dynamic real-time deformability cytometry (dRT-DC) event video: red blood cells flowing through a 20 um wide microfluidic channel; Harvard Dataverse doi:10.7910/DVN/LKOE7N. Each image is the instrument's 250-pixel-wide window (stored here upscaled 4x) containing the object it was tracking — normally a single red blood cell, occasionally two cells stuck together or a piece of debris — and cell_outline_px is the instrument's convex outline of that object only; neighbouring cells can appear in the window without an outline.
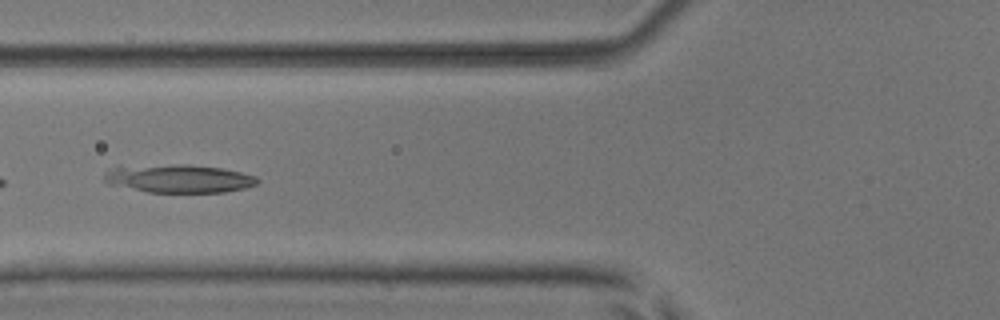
{"species": "common noctule bat (a hibernating species)", "species_latin": "Nyctalus noctula", "temperature_condition": "room temperature", "stored_images_in_passage": 6, "camera_frame_rate_fps": 3000, "um_per_image_px": 0.085, "animal": {"sex": "male", "body_mass_g": 17.9, "forearm_length_mm": 54.2}, "frame": {"image": 1, "passage_image": 6, "time_ms": 5.667, "image_size_px": [1000, 320], "cell_outline_px": [[260, 180], [256, 184], [244, 188], [224, 192], [148, 192], [108, 184], [104, 180], [104, 176], [112, 168], [120, 164], [188, 164], [220, 168], [240, 172], [256, 176]], "centroid_in_image_um": [15.13, 15.15], "position_along_channel_um": 110.7, "area_um2": 25.55}}